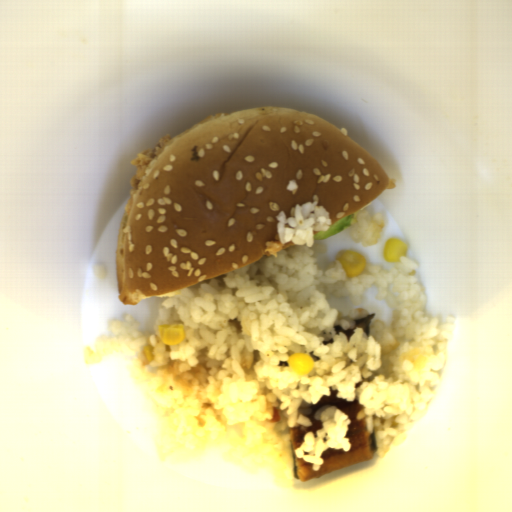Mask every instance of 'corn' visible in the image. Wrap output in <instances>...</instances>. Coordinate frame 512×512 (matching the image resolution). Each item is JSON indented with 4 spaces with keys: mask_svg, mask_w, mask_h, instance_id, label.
<instances>
[{
    "mask_svg": "<svg viewBox=\"0 0 512 512\" xmlns=\"http://www.w3.org/2000/svg\"><path fill=\"white\" fill-rule=\"evenodd\" d=\"M338 262L341 264L346 277L356 278L362 275L366 261L360 253L355 250H339L336 256Z\"/></svg>",
    "mask_w": 512,
    "mask_h": 512,
    "instance_id": "obj_1",
    "label": "corn"
},
{
    "mask_svg": "<svg viewBox=\"0 0 512 512\" xmlns=\"http://www.w3.org/2000/svg\"><path fill=\"white\" fill-rule=\"evenodd\" d=\"M158 334L162 344L176 345L186 337L183 324L167 323L158 325Z\"/></svg>",
    "mask_w": 512,
    "mask_h": 512,
    "instance_id": "obj_2",
    "label": "corn"
},
{
    "mask_svg": "<svg viewBox=\"0 0 512 512\" xmlns=\"http://www.w3.org/2000/svg\"><path fill=\"white\" fill-rule=\"evenodd\" d=\"M408 250L407 243L397 237L390 238L384 244L382 256L387 262L399 263L400 257L407 256Z\"/></svg>",
    "mask_w": 512,
    "mask_h": 512,
    "instance_id": "obj_3",
    "label": "corn"
},
{
    "mask_svg": "<svg viewBox=\"0 0 512 512\" xmlns=\"http://www.w3.org/2000/svg\"><path fill=\"white\" fill-rule=\"evenodd\" d=\"M288 364L291 370L298 375L309 374L314 369V361L307 352L290 355Z\"/></svg>",
    "mask_w": 512,
    "mask_h": 512,
    "instance_id": "obj_4",
    "label": "corn"
},
{
    "mask_svg": "<svg viewBox=\"0 0 512 512\" xmlns=\"http://www.w3.org/2000/svg\"><path fill=\"white\" fill-rule=\"evenodd\" d=\"M143 351H144V354H145L147 362H150V363L153 362L154 355L152 353L151 345L150 344H146L145 346H143Z\"/></svg>",
    "mask_w": 512,
    "mask_h": 512,
    "instance_id": "obj_5",
    "label": "corn"
}]
</instances>
